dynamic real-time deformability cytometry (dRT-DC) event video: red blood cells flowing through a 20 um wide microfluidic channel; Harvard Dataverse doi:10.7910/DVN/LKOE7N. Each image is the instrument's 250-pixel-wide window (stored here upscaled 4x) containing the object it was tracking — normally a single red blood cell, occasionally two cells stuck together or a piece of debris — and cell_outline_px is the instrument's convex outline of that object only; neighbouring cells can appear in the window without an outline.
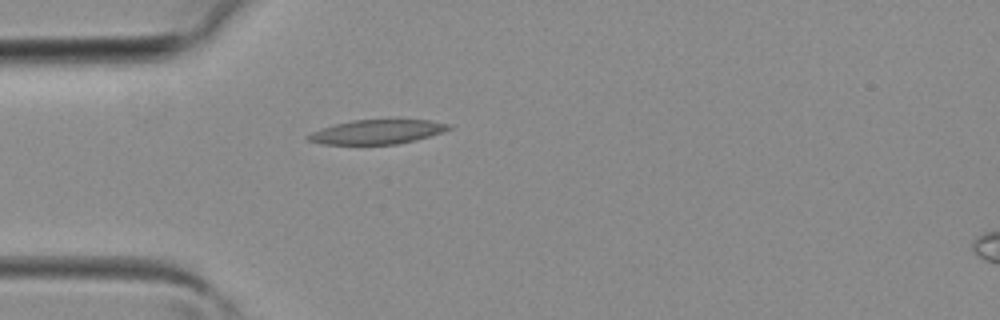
{"species": "common noctule bat (a hibernating species)", "species_latin": "Nyctalus noctula", "temperature_condition": "room temperature", "stored_images_in_passage": 29, "camera_frame_rate_fps": 3000, "um_per_image_px": 0.085, "animal": {"sex": "female", "body_mass_g": 19.3, "forearm_length_mm": 54.1}, "frame": {"image": 1, "passage_image": 1, "time_ms": 0.0, "image_size_px": [1000, 320], "cell_outline_px": [[452, 128], [416, 140], [396, 144], [320, 144], [308, 140], [304, 136], [320, 128], [332, 124], [352, 120], [432, 120], [452, 124]], "centroid_in_image_um": [32.01, 11.2], "position_along_channel_um": 53.0, "area_um2": 19.94}}
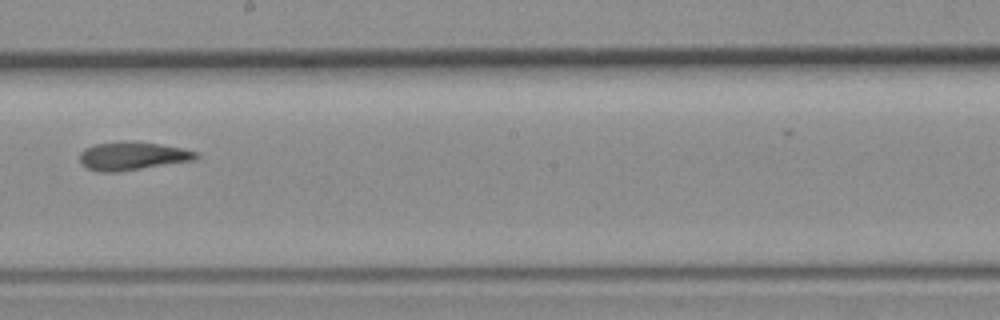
{"frame": {"image": 2, "passage_image": 12, "time_ms": 3.667, "image_size_px": [1000, 320], "cell_outline_px": [[200, 156], [196, 160], [116, 172], [100, 172], [88, 168], [80, 160], [80, 152], [84, 148], [92, 144], [128, 140], [132, 140], [160, 144], [184, 148], [200, 152]], "centroid_in_image_um": [11.3, 13.23], "position_along_channel_um": 236.9, "area_um2": 19.48}}
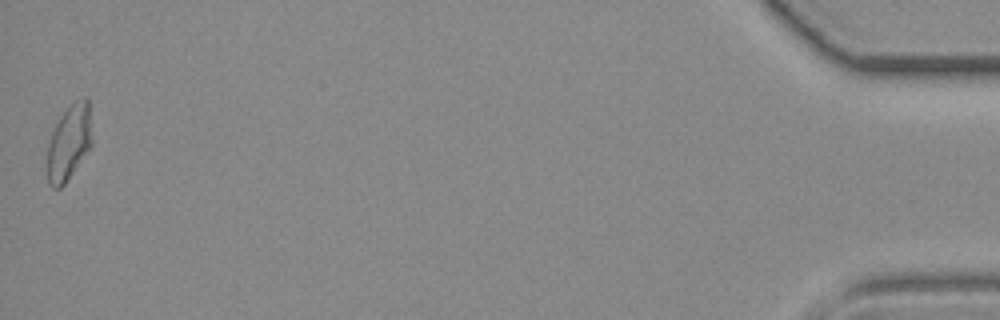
{"frame": {"image": 3, "passage_image": 29, "time_ms": 9.333, "image_size_px": [1000, 320], "cell_outline_px": [[92, 144], [64, 184], [60, 188], [52, 188], [48, 184], [48, 144], [52, 132], [60, 116], [76, 100], [84, 96], [88, 100], [92, 140]], "centroid_in_image_um": [5.86, 12.11], "position_along_channel_um": 429.3, "area_um2": 19.19}}